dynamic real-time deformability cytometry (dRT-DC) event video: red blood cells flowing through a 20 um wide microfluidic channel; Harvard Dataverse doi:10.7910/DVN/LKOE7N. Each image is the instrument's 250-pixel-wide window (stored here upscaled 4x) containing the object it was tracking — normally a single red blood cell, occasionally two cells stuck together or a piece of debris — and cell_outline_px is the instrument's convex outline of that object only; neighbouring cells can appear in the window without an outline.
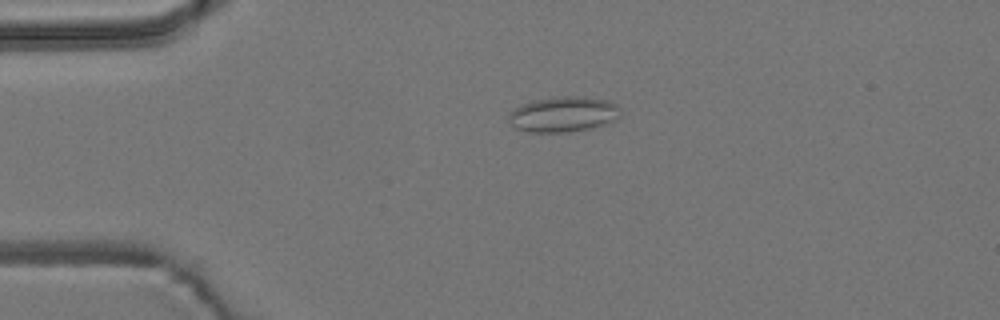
{"species": "common noctule bat (a hibernating species)", "species_latin": "Nyctalus noctula", "temperature_condition": "room temperature", "stored_images_in_passage": 49, "camera_frame_rate_fps": 3000, "um_per_image_px": 0.085, "animal": {"sex": "male", "body_mass_g": 19.2, "forearm_length_mm": 51.8}, "frame": {"image": 1, "passage_image": 6, "time_ms": 1.667, "image_size_px": [1000, 320], "cell_outline_px": [[620, 116], [616, 120], [592, 128], [568, 132], [528, 132], [516, 128], [508, 120], [508, 112], [512, 108], [520, 104], [532, 100], [564, 96], [584, 96], [608, 100], [616, 104], [620, 108]], "centroid_in_image_um": [47.87, 9.7], "position_along_channel_um": 37.1, "area_um2": 23.41}}
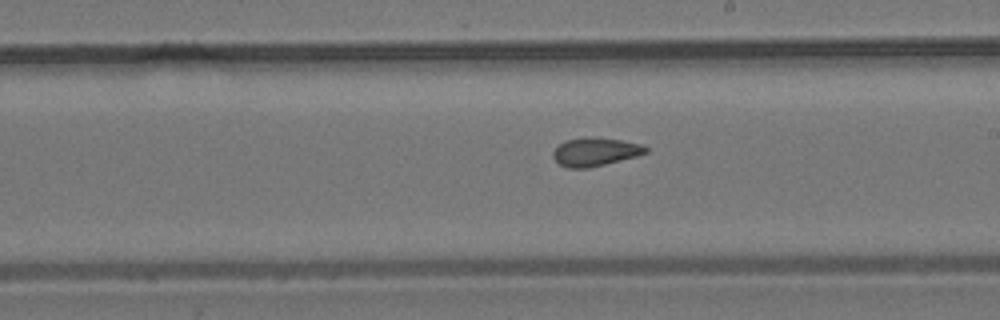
{"frame": {"image": 2, "passage_image": 25, "time_ms": 8.0, "image_size_px": [1000, 320], "cell_outline_px": [[648, 152], [636, 156], [588, 168], [568, 168], [560, 164], [552, 156], [552, 152], [560, 144], [568, 140], [584, 136], [588, 136], [620, 140], [644, 144], [648, 148]], "centroid_in_image_um": [50.61, 12.89], "position_along_channel_um": 238.4, "area_um2": 15.26}}
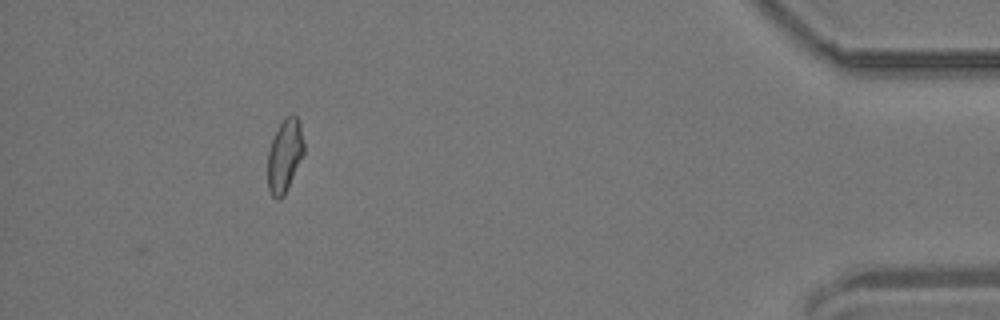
{"frame": {"image": 3, "passage_image": 44, "time_ms": 14.333, "image_size_px": [1000, 320], "cell_outline_px": [[304, 152], [288, 188], [284, 196], [280, 200], [276, 200], [272, 196], [268, 188], [268, 152], [272, 140], [284, 116], [296, 116], [300, 120], [304, 144]], "centroid_in_image_um": [24.2, 13.24], "position_along_channel_um": 411.0, "area_um2": 15.37}, "authors_computed_cell_mechanics": {"area_um2": 15.5482, "velocity_mm_per_s": 3.7126, "shape_relaxation_time_tau1_ms": null, "shape_relaxation_time_tau2_ms": 1.5656, "deformation_change_tau1": null, "deformation_change_tau2": 0.0791}}